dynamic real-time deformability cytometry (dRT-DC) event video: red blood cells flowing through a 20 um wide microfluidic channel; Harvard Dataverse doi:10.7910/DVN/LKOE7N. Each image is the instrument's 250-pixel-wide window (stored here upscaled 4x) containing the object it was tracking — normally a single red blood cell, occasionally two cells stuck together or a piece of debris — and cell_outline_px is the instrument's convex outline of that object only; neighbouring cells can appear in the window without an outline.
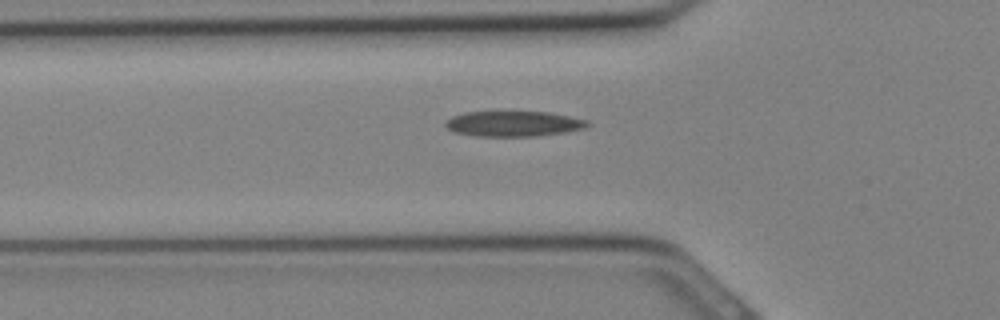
{"species": "Egyptian fruit bat (a non-hibernating species)", "species_latin": "Rousettus aegyptiacus", "temperature_condition": "cold", "stored_images_in_passage": 25, "segment_of_instrument_passage": [1, 2], "camera_frame_rate_fps": 3000, "um_per_image_px": 0.085, "animal": {"sex": "female"}, "frame": {"image": 1, "passage_image": 3, "time_ms": 0.667, "image_size_px": [1000, 320], "cell_outline_px": [[592, 124], [584, 128], [564, 132], [540, 136], [476, 136], [452, 132], [444, 124], [452, 116], [464, 112], [548, 112], [588, 120]], "centroid_in_image_um": [43.65, 10.52], "position_along_channel_um": 82.1, "area_um2": 20.98}}
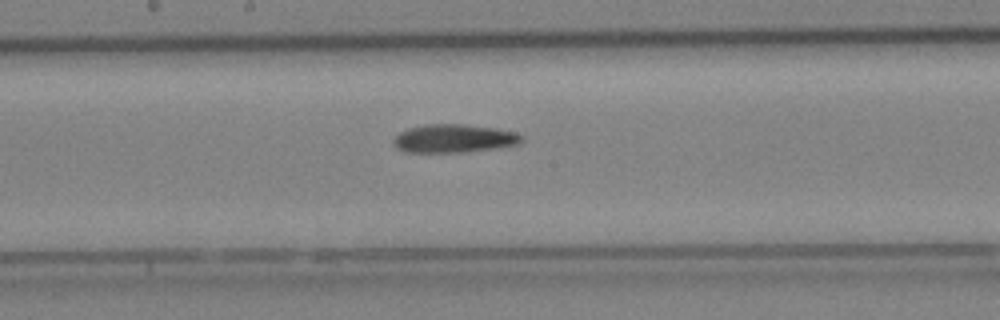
{"frame": {"image": 2, "passage_image": 9, "time_ms": 2.667, "image_size_px": [1000, 320], "cell_outline_px": [[524, 140], [520, 144], [500, 148], [464, 152], [404, 152], [396, 148], [392, 144], [392, 140], [400, 132], [408, 128], [424, 124], [464, 124], [496, 128], [516, 132], [524, 136]], "centroid_in_image_um": [38.61, 11.77], "position_along_channel_um": 209.6, "area_um2": 21.56}}
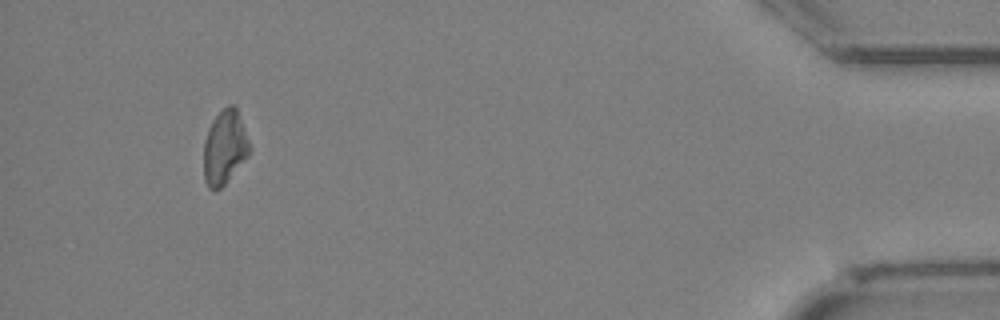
{"frame": {"image": 3, "passage_image": 22, "time_ms": 7.0, "image_size_px": [1000, 320], "cell_outline_px": [[252, 148], [248, 156], [224, 184], [220, 188], [208, 188], [204, 180], [204, 140], [208, 128], [212, 120], [228, 104], [232, 104], [236, 108]], "centroid_in_image_um": [19.09, 12.52], "position_along_channel_um": 416.1, "area_um2": 19.59}}